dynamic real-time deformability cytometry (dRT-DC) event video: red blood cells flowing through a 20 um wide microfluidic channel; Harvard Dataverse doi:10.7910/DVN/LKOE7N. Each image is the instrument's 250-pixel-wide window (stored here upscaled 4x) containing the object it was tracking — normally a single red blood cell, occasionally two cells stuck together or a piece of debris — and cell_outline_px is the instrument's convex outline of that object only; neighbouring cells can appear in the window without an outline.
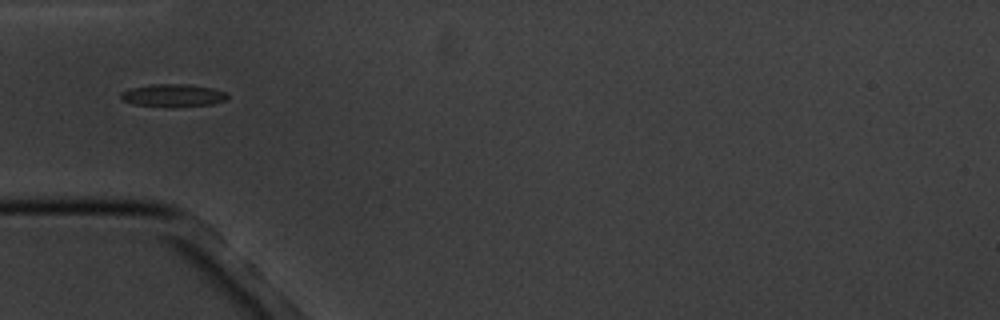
{"species": "common noctule bat (a hibernating species)", "species_latin": "Nyctalus noctula", "temperature_condition": "cold", "stored_images_in_passage": 14, "camera_frame_rate_fps": 3000, "um_per_image_px": 0.085, "animal": {"sex": "male", "body_mass_g": 20.1, "forearm_length_mm": 53.5}, "frame": {"image": 1, "passage_image": 3, "time_ms": 2.333, "image_size_px": [1000, 320], "cell_outline_px": [[228, 96], [224, 100], [212, 104], [132, 104], [120, 100], [120, 92], [128, 88], [152, 84], [188, 84], [212, 88], [224, 92]], "centroid_in_image_um": [14.62, 8.05], "position_along_channel_um": 70.4, "area_um2": 13.24}}
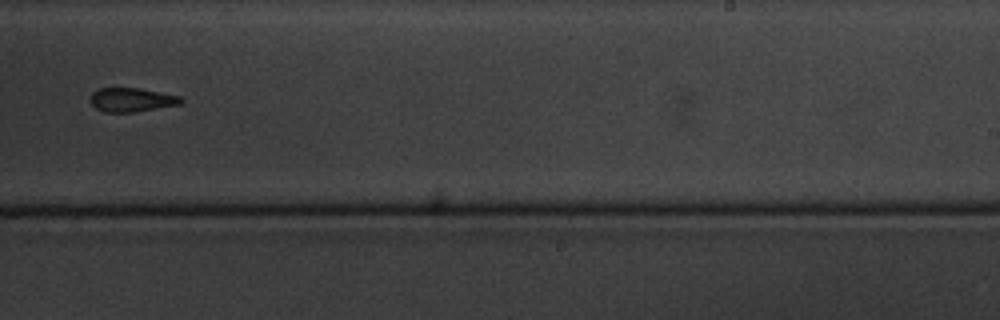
{"frame": {"image": 2, "passage_image": 8, "time_ms": 8.333, "image_size_px": [1000, 320], "cell_outline_px": [[184, 100], [180, 104], [132, 112], [104, 112], [96, 108], [92, 104], [92, 92], [96, 88], [136, 88], [180, 96]], "centroid_in_image_um": [11.17, 8.48], "position_along_channel_um": 277.8, "area_um2": 12.37}}
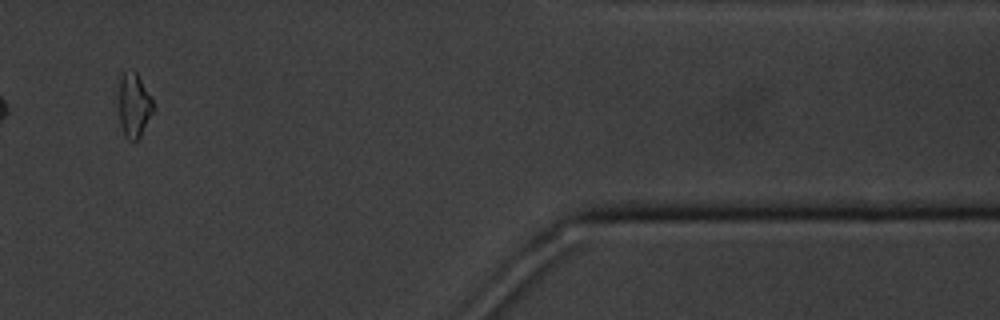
{"frame": {"image": 3, "passage_image": 12, "time_ms": 13.0, "image_size_px": [1000, 320], "cell_outline_px": [[156, 108], [140, 136], [136, 140], [128, 140], [124, 136], [120, 124], [120, 68], [136, 72], [152, 100]], "centroid_in_image_um": [11.39, 8.93], "position_along_channel_um": 400.0, "area_um2": 12.89}, "authors_computed_cell_mechanics": {"area_um2": 13.6408, "velocity_mm_per_s": 3.4523, "shape_relaxation_time_tau1_ms": 2.1506, "shape_relaxation_time_tau2_ms": 9.2842, "deformation_change_tau1": 0.0643, "deformation_change_tau2": 0.1512}}